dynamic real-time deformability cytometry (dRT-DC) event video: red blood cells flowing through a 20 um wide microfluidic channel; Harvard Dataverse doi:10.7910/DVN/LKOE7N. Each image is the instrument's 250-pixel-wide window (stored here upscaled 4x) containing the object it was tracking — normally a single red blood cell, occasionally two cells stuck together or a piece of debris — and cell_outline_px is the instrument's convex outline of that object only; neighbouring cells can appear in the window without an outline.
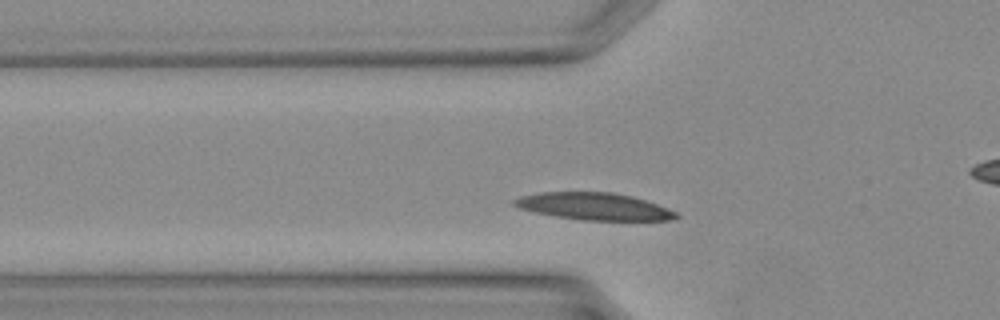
{"species": "Egyptian fruit bat (a non-hibernating species)", "species_latin": "Rousettus aegyptiacus", "temperature_condition": "warm", "stored_images_in_passage": 29, "camera_frame_rate_fps": 3000, "um_per_image_px": 0.085, "animal": {"sex": "female"}, "frame": {"image": 1, "passage_image": 9, "time_ms": 2.667, "image_size_px": [1000, 320], "cell_outline_px": [[680, 216], [672, 220], [580, 220], [552, 216], [532, 212], [520, 208], [512, 204], [512, 200], [520, 196], [540, 192], [612, 192], [632, 196], [668, 208], [676, 212]], "centroid_in_image_um": [50.45, 17.55], "position_along_channel_um": 75.3, "area_um2": 25.72}}
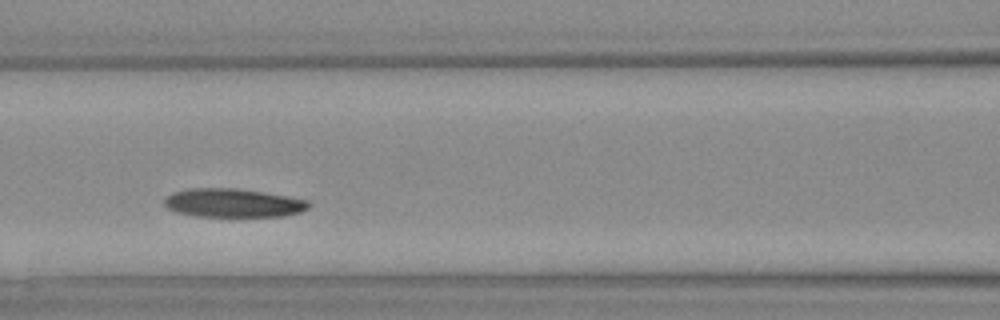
{"frame": {"image": 2, "passage_image": 13, "time_ms": 4.0, "image_size_px": [1000, 320], "cell_outline_px": [[312, 204], [308, 208], [300, 212], [284, 216], [196, 216], [176, 212], [168, 208], [164, 204], [164, 200], [172, 192], [188, 188], [236, 188], [264, 192], [308, 200]], "centroid_in_image_um": [19.81, 17.24], "position_along_channel_um": 146.8, "area_um2": 24.1}}